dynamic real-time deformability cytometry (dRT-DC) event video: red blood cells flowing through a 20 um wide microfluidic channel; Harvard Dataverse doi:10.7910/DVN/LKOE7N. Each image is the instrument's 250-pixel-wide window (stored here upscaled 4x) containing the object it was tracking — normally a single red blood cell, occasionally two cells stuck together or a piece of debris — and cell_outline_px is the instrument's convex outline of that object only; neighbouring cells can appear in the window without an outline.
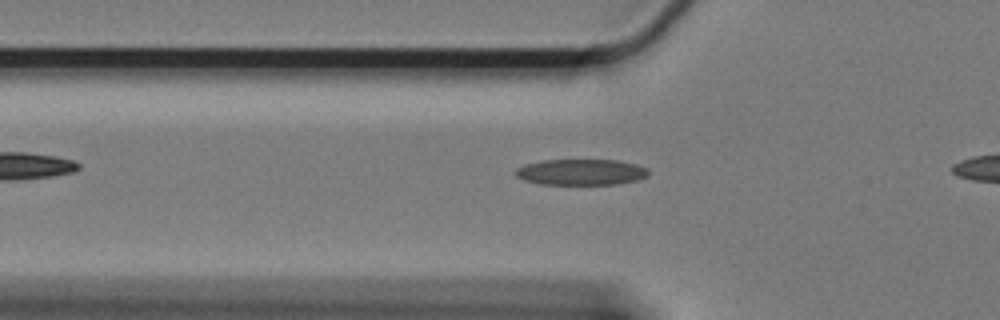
{"species": "Egyptian fruit bat (a non-hibernating species)", "species_latin": "Rousettus aegyptiacus", "temperature_condition": "cold", "stored_images_in_passage": 10, "camera_frame_rate_fps": 3000, "um_per_image_px": 0.085, "animal": {"sex": "female"}, "frame": {"image": 1, "passage_image": 4, "time_ms": 1.0, "image_size_px": [1000, 320], "cell_outline_px": [[648, 176], [636, 180], [616, 184], [540, 184], [524, 180], [516, 176], [516, 168], [524, 164], [540, 160], [620, 160], [636, 164], [648, 168]], "centroid_in_image_um": [49.38, 14.62], "position_along_channel_um": 76.4, "area_um2": 20.17}}
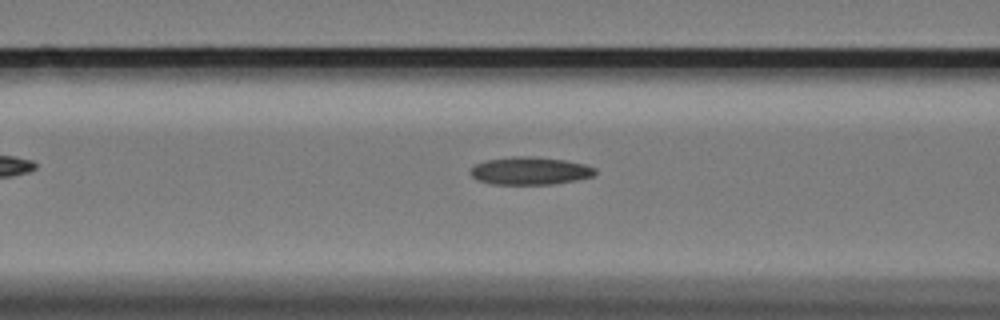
{"frame": {"image": 2, "passage_image": 8, "time_ms": 2.333, "image_size_px": [1000, 320], "cell_outline_px": [[596, 172], [592, 176], [576, 180], [552, 184], [492, 184], [476, 180], [468, 172], [476, 164], [484, 160], [512, 156], [532, 156], [564, 160], [584, 164], [596, 168]], "centroid_in_image_um": [45.01, 14.51], "position_along_channel_um": 121.6, "area_um2": 20.23}}